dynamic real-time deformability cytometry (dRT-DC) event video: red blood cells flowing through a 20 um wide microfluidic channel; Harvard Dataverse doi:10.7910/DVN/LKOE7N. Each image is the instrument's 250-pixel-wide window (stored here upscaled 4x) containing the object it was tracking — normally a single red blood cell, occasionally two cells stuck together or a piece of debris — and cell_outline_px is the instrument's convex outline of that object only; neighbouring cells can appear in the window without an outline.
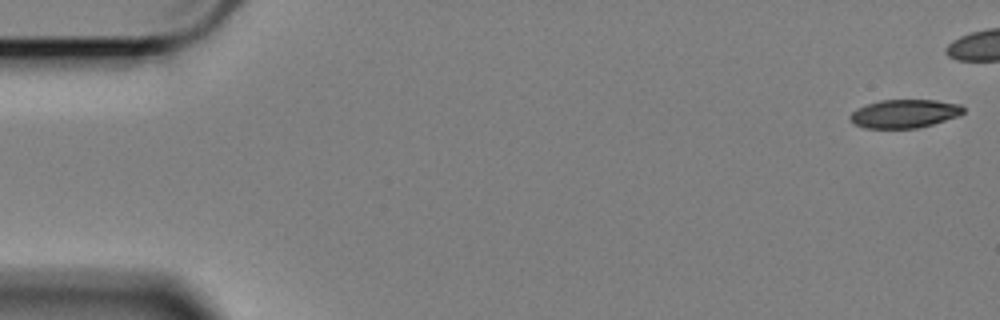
{"species": "Egyptian fruit bat (a non-hibernating species)", "species_latin": "Rousettus aegyptiacus", "temperature_condition": "cold", "stored_images_in_passage": 47, "camera_frame_rate_fps": 3000, "um_per_image_px": 0.085, "animal": {"sex": "female"}, "frame": {"image": 1, "passage_image": 1, "time_ms": 0.0, "image_size_px": [1000, 320], "cell_outline_px": [[964, 112], [960, 116], [932, 124], [916, 128], [864, 128], [852, 124], [848, 116], [856, 108], [880, 100], [936, 100], [960, 104], [964, 108]], "centroid_in_image_um": [76.86, 9.66], "position_along_channel_um": 8.1, "area_um2": 18.9}}
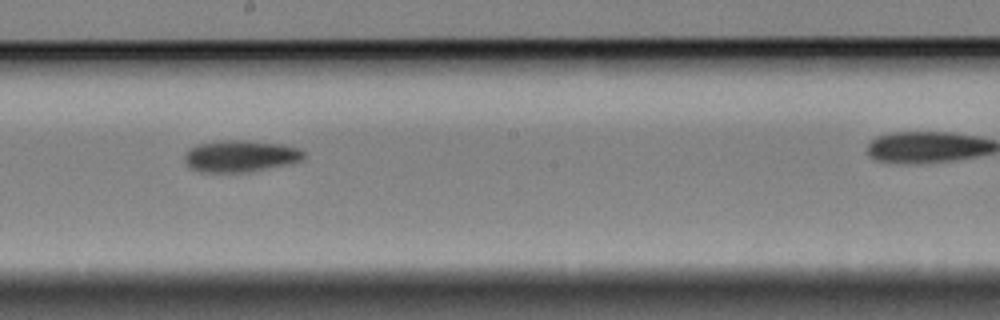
{"frame": {"image": 2, "passage_image": 32, "time_ms": 10.333, "image_size_px": [1000, 320], "cell_outline_px": [[308, 156], [304, 160], [292, 164], [252, 172], [200, 172], [188, 168], [184, 160], [184, 152], [188, 148], [196, 144], [220, 140], [244, 140], [280, 144], [300, 148]], "centroid_in_image_um": [20.45, 13.28], "position_along_channel_um": 227.8, "area_um2": 22.77}}
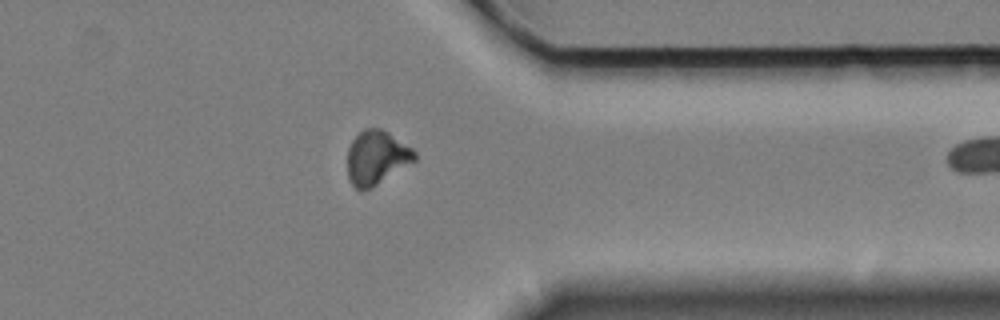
{"frame": {"image": 3, "passage_image": 46, "time_ms": 15.0, "image_size_px": [1000, 320], "cell_outline_px": [[416, 160], [372, 188], [360, 192], [348, 180], [348, 148], [352, 140], [364, 128], [380, 128], [388, 132], [412, 148], [416, 152]], "centroid_in_image_um": [31.99, 13.41], "position_along_channel_um": 379.4, "area_um2": 21.21}}